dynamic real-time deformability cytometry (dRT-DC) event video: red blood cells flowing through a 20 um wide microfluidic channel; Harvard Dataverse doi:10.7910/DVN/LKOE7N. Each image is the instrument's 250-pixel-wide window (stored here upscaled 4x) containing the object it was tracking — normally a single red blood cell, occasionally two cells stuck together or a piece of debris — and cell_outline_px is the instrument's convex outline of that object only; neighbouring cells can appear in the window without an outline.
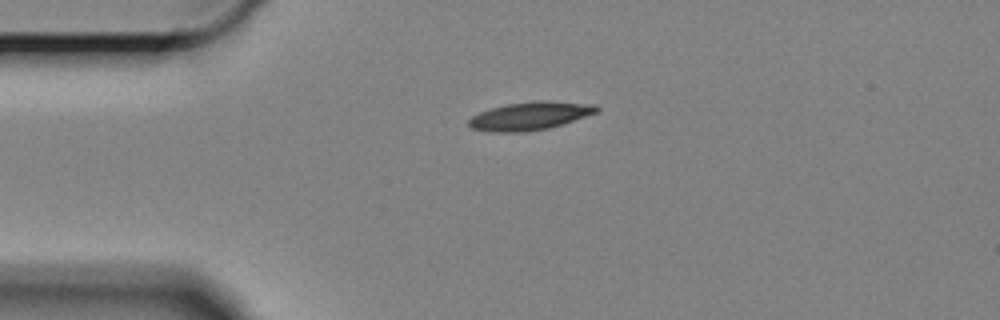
{"species": "Egyptian fruit bat (a non-hibernating species)", "species_latin": "Rousettus aegyptiacus", "temperature_condition": "cold", "stored_images_in_passage": 48, "camera_frame_rate_fps": 3000, "um_per_image_px": 0.085, "animal": {"sex": "female"}, "frame": {"image": 1, "passage_image": 1, "time_ms": 0.0, "image_size_px": [1000, 320], "cell_outline_px": [[600, 108], [596, 112], [548, 128], [524, 132], [488, 132], [472, 128], [468, 124], [468, 120], [472, 116], [480, 112], [492, 108], [508, 104], [536, 100], [544, 100], [596, 104]], "centroid_in_image_um": [45.02, 9.85], "position_along_channel_um": 40.0, "area_um2": 20.75}}
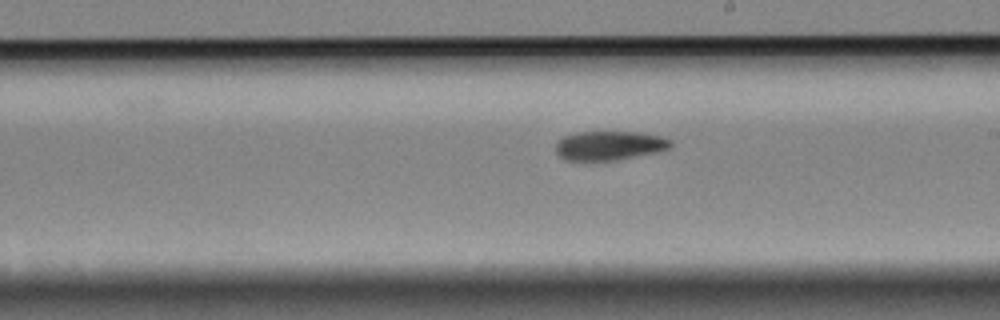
{"frame": {"image": 2, "passage_image": 21, "time_ms": 6.667, "image_size_px": [1000, 320], "cell_outline_px": [[672, 144], [668, 148], [652, 152], [612, 160], [564, 160], [556, 152], [556, 140], [564, 136], [576, 132], [640, 132], [660, 136], [672, 140]], "centroid_in_image_um": [51.73, 12.35], "position_along_channel_um": 237.3, "area_um2": 19.19}}
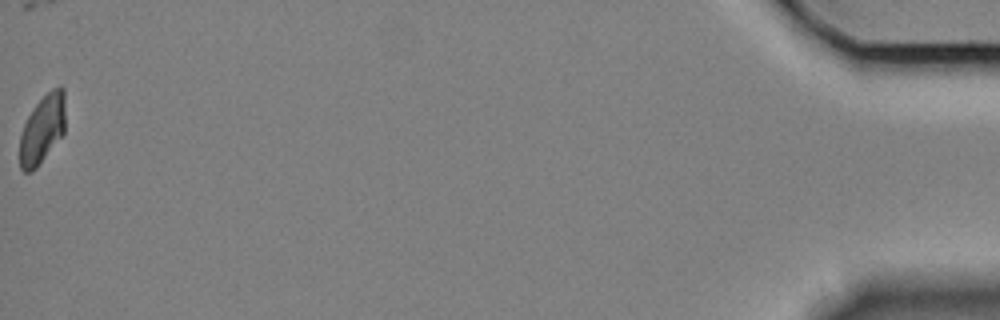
{"frame": {"image": 3, "passage_image": 48, "time_ms": 15.667, "image_size_px": [1000, 320], "cell_outline_px": [[64, 132], [36, 168], [32, 172], [24, 172], [20, 168], [20, 136], [24, 124], [32, 108], [52, 88], [64, 88]], "centroid_in_image_um": [3.58, 11.0], "position_along_channel_um": 431.6, "area_um2": 17.86}, "authors_computed_cell_mechanics": {"area_um2": 20.1144, "velocity_mm_per_s": 3.2767, "shape_relaxation_time_tau1_ms": 5.1804, "shape_relaxation_time_tau2_ms": null, "deformation_change_tau1": 0.1187, "deformation_change_tau2": null}}